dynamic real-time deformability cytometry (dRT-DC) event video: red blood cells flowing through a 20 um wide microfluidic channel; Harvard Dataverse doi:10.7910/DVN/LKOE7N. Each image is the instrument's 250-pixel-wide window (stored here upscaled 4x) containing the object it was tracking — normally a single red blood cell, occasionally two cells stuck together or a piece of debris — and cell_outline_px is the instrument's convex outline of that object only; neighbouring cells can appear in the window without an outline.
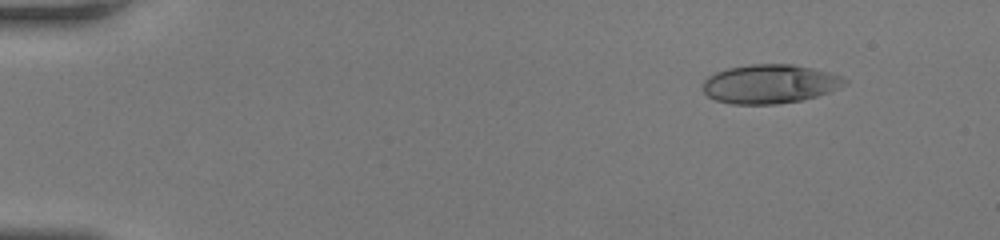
{"species": "human", "species_latin": "Homo sapiens", "temperature_condition": "room temperature", "stored_images_in_passage": 46, "camera_frame_rate_fps": 3000, "um_per_image_px": 0.085, "donor": {"sex": "female"}, "frame": {"image": 1, "passage_image": 1, "time_ms": 0.0, "image_size_px": [1000, 240], "cell_outline_px": [[848, 84], [828, 92], [816, 96], [800, 100], [776, 104], [732, 104], [716, 100], [708, 96], [704, 92], [704, 80], [708, 76], [716, 72], [728, 68], [752, 64], [792, 64], [812, 68], [844, 76], [848, 80]], "centroid_in_image_um": [65.46, 7.13], "position_along_channel_um": 19.5, "area_um2": 32.14}}
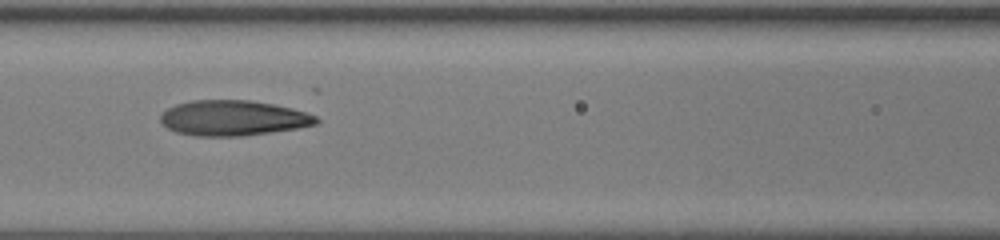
{"frame": {"image": 2, "passage_image": 19, "time_ms": 6.0, "image_size_px": [1000, 240], "cell_outline_px": [[320, 120], [316, 124], [300, 128], [244, 136], [196, 136], [176, 132], [168, 128], [160, 120], [160, 116], [168, 108], [176, 104], [192, 100], [248, 100], [272, 104], [292, 108], [316, 116]], "centroid_in_image_um": [19.83, 10.04], "position_along_channel_um": 146.8, "area_um2": 32.02}}
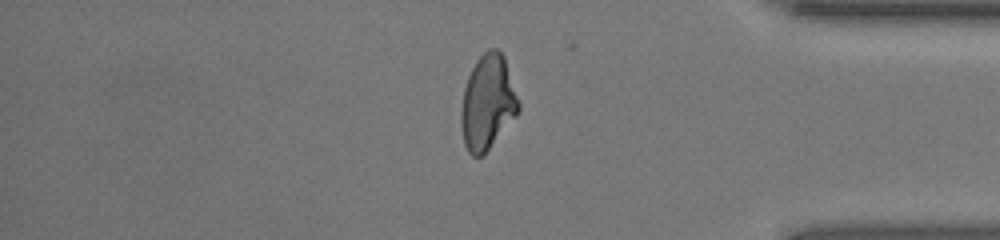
{"frame": {"image": 3, "passage_image": 38, "time_ms": 12.333, "image_size_px": [1000, 240], "cell_outline_px": [[520, 108], [516, 116], [488, 148], [480, 156], [472, 156], [468, 152], [464, 144], [460, 124], [460, 112], [464, 88], [468, 76], [476, 60], [488, 48], [496, 48], [504, 56], [520, 104]], "centroid_in_image_um": [41.43, 8.69], "position_along_channel_um": 393.8, "area_um2": 31.44}, "authors_computed_cell_mechanics": {"area_um2": 31.4432, "velocity_mm_per_s": 4.2127, "shape_relaxation_time_tau1_ms": 6.3927, "shape_relaxation_time_tau2_ms": 1.309, "deformation_change_tau1": 0.2457, "deformation_change_tau2": 0.0956}}